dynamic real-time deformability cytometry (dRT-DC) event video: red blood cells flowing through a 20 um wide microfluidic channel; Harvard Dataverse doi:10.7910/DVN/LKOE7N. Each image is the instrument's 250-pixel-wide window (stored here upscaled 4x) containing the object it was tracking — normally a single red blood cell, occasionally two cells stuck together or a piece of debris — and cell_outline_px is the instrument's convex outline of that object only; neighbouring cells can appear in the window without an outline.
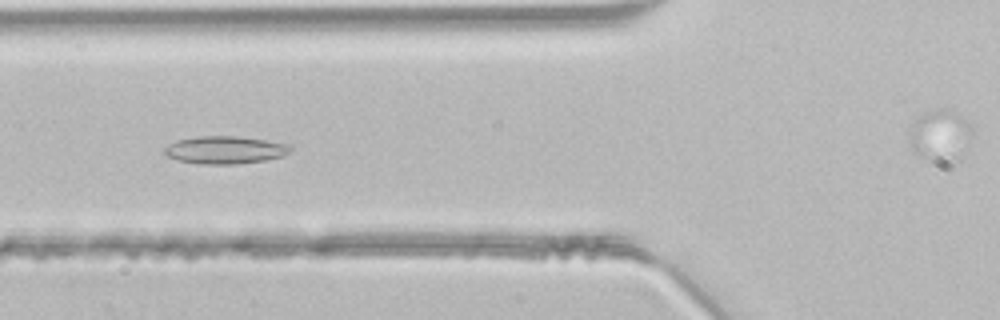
{"species": "common noctule bat (a hibernating species)", "species_latin": "Nyctalus noctula", "temperature_condition": "room temperature", "stored_images_in_passage": 32, "camera_frame_rate_fps": 3000, "um_per_image_px": 0.085, "animal": {"sex": "male", "body_mass_g": 21.5, "forearm_length_mm": 52.0}, "frame": {"image": 1, "passage_image": 17, "time_ms": 5.333, "image_size_px": [1000, 320], "cell_outline_px": [[292, 152], [280, 156], [264, 160], [236, 164], [196, 164], [176, 160], [168, 156], [164, 152], [164, 148], [168, 144], [176, 140], [196, 136], [236, 136], [292, 144]], "centroid_in_image_um": [19.11, 12.74], "position_along_channel_um": 106.7, "area_um2": 20.46}}
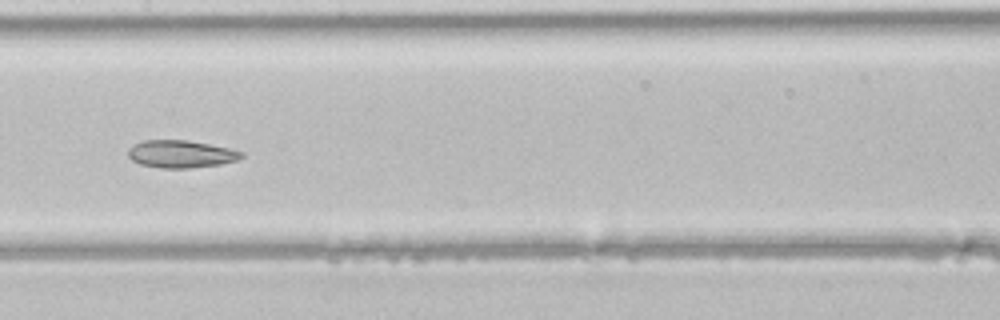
{"frame": {"image": 2, "passage_image": 23, "time_ms": 7.333, "image_size_px": [1000, 320], "cell_outline_px": [[244, 156], [240, 160], [220, 164], [188, 168], [160, 168], [140, 164], [132, 160], [128, 156], [128, 148], [132, 144], [144, 140], [188, 140], [228, 148], [244, 152]], "centroid_in_image_um": [15.37, 13.09], "position_along_channel_um": 192.0, "area_um2": 18.26}}
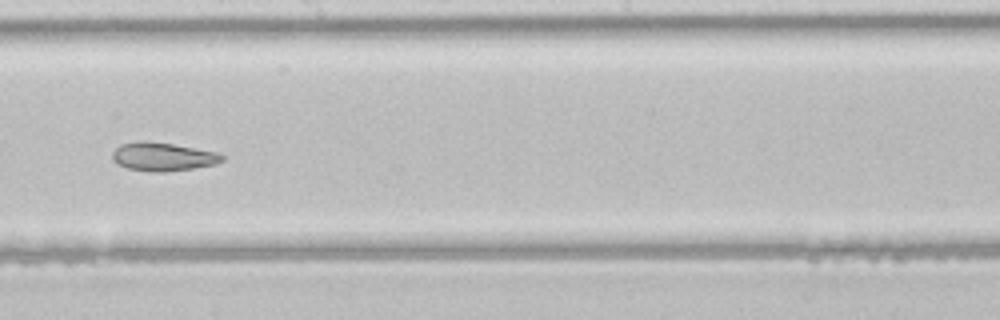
{"frame": {"image": 3, "passage_image": 26, "time_ms": 8.333, "image_size_px": [1000, 320], "cell_outline_px": [[224, 160], [216, 164], [192, 168], [164, 172], [156, 172], [128, 168], [112, 160], [112, 152], [120, 144], [140, 140], [144, 140], [172, 144], [220, 152], [224, 156]], "centroid_in_image_um": [13.86, 13.3], "position_along_channel_um": 234.3, "area_um2": 18.21}}